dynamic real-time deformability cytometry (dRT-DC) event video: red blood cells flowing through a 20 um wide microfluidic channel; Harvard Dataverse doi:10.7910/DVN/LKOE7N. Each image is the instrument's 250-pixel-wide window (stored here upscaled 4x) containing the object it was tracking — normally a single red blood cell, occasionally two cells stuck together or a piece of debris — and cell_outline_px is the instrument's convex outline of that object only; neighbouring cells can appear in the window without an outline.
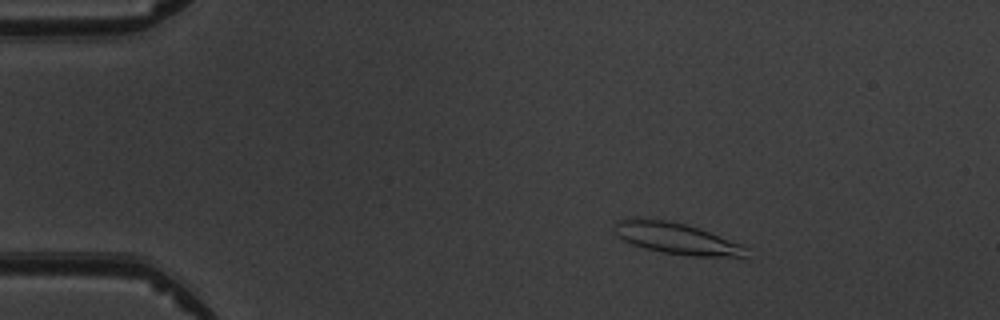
{"species": "common noctule bat (a hibernating species)", "species_latin": "Nyctalus noctula", "temperature_condition": "warm", "stored_images_in_passage": 3, "camera_frame_rate_fps": 3000, "um_per_image_px": 0.085, "animal": {"sex": "male", "body_mass_g": 19.5, "forearm_length_mm": 54.6}, "frame": {"image": 1, "passage_image": 1, "time_ms": 0.0, "image_size_px": [1000, 320], "cell_outline_px": [[744, 256], [692, 256], [660, 252], [644, 248], [632, 244], [616, 236], [612, 224], [616, 220], [636, 216], [668, 220], [700, 228], [740, 244], [744, 248]], "centroid_in_image_um": [57.32, 20.22], "position_along_channel_um": 27.7, "area_um2": 24.1}}